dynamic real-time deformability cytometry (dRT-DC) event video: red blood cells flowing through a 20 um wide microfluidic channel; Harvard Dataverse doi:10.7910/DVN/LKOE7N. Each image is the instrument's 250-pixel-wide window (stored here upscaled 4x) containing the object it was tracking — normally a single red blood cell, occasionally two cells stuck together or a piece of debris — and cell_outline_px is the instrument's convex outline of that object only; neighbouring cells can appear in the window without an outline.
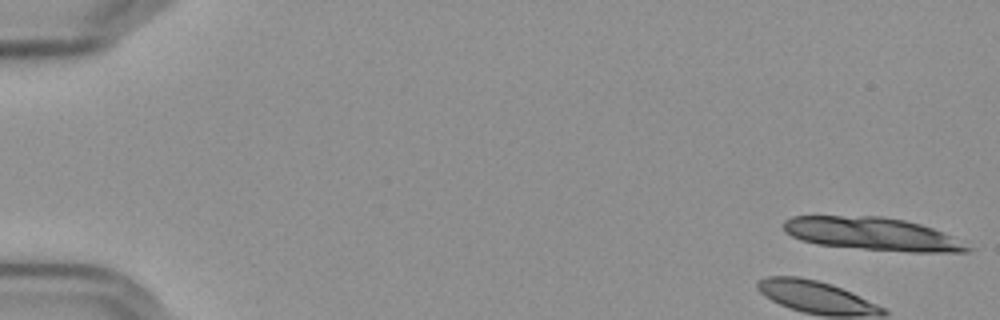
{"species": "Egyptian fruit bat (a non-hibernating species)", "species_latin": "Rousettus aegyptiacus", "temperature_condition": "cold", "stored_images_in_passage": 10, "camera_frame_rate_fps": 3000, "um_per_image_px": 0.085, "frame": {"image": 1, "passage_image": 1, "time_ms": 0.0, "image_size_px": [1000, 320], "cell_outline_px": [[976, 248], [972, 252], [908, 252], [816, 244], [800, 240], [784, 232], [784, 220], [792, 216], [880, 216], [904, 220], [920, 224], [932, 228]], "centroid_in_image_um": [74.15, 19.89], "position_along_channel_um": 10.8, "area_um2": 35.2}}